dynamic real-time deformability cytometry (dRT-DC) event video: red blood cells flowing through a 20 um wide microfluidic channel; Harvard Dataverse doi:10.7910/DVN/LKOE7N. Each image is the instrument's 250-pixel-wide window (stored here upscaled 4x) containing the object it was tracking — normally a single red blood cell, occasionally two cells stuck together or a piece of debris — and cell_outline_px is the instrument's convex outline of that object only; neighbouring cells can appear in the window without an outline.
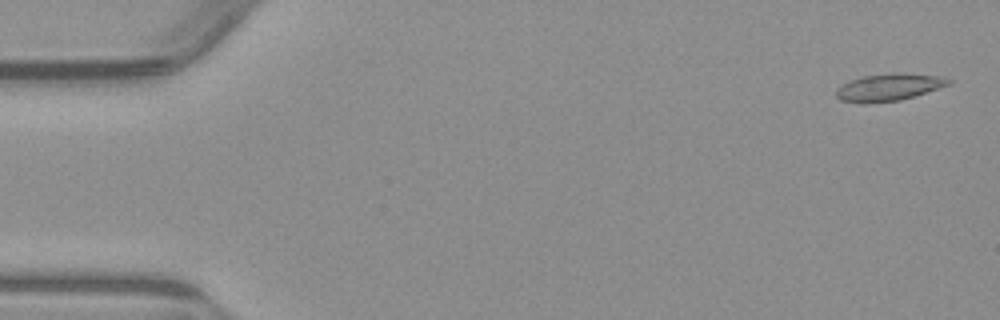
{"species": "common noctule bat (a hibernating species)", "species_latin": "Nyctalus noctula", "temperature_condition": "warm", "stored_images_in_passage": 5, "camera_frame_rate_fps": 3000, "um_per_image_px": 0.085, "animal": {"sex": "male", "body_mass_g": 23.1, "forearm_length_mm": 52.7}, "frame": {"image": 1, "passage_image": 1, "time_ms": 0.0, "image_size_px": [1000, 320], "cell_outline_px": [[952, 84], [900, 100], [864, 104], [840, 100], [836, 96], [836, 88], [848, 80], [864, 76], [892, 72], [944, 76], [952, 80]], "centroid_in_image_um": [75.54, 7.41], "position_along_channel_um": 9.5, "area_um2": 18.03}}
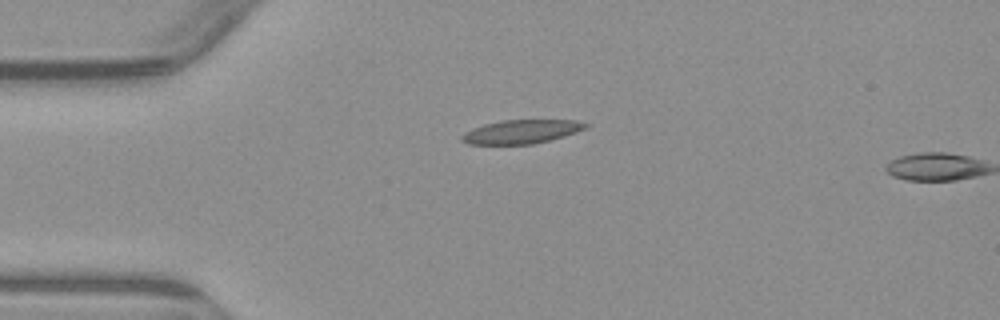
{"frame": {"image": 2, "passage_image": 4, "time_ms": 3.667, "image_size_px": [1000, 320], "cell_outline_px": [[592, 124], [588, 128], [564, 136], [532, 144], [468, 144], [460, 140], [460, 136], [464, 132], [472, 128], [484, 124], [500, 120], [576, 120]], "centroid_in_image_um": [44.32, 11.18], "position_along_channel_um": 40.7, "area_um2": 17.28}}